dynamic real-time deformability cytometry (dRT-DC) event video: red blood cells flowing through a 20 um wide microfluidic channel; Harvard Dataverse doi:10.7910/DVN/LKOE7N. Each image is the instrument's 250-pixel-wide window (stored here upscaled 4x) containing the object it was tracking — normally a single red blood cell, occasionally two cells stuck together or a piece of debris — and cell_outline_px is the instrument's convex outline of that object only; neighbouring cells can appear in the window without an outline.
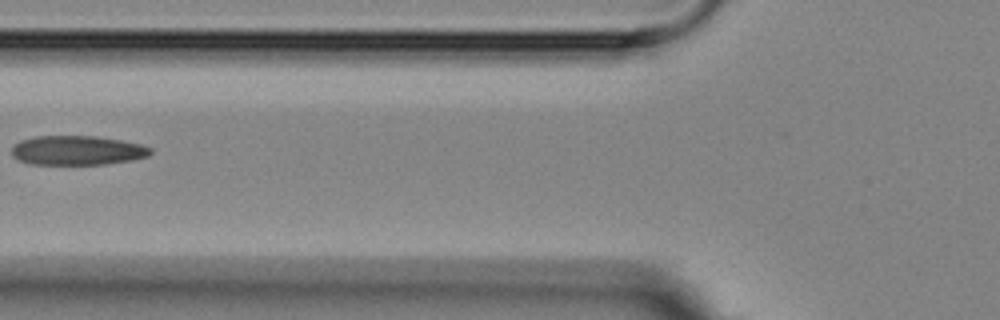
{"species": "Egyptian fruit bat (a non-hibernating species)", "species_latin": "Rousettus aegyptiacus", "temperature_condition": "room temperature", "stored_images_in_passage": 10, "camera_frame_rate_fps": 3000, "um_per_image_px": 0.085, "animal": {"sex": "female"}, "frame": {"image": 1, "passage_image": 6, "time_ms": 6.667, "image_size_px": [1000, 320], "cell_outline_px": [[152, 152], [148, 156], [132, 160], [108, 164], [28, 164], [12, 156], [12, 148], [20, 140], [36, 136], [96, 136], [120, 140], [140, 144], [152, 148]], "centroid_in_image_um": [6.58, 12.78], "position_along_channel_um": 119.2, "area_um2": 23.76}}
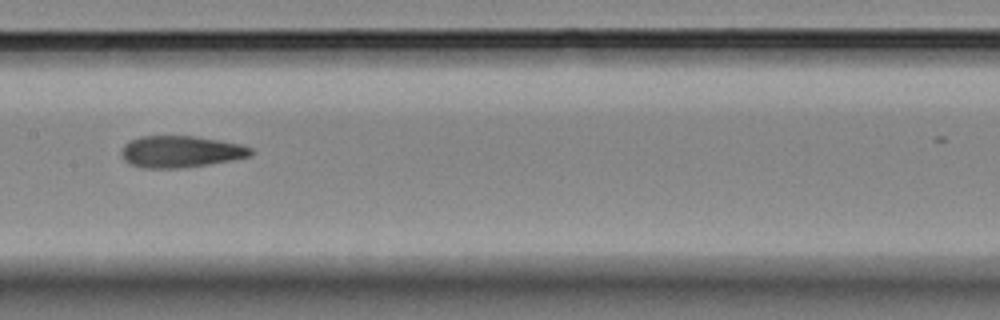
{"frame": {"image": 2, "passage_image": 8, "time_ms": 8.667, "image_size_px": [1000, 320], "cell_outline_px": [[252, 152], [248, 156], [232, 160], [208, 164], [180, 168], [144, 168], [132, 164], [124, 160], [120, 152], [124, 144], [128, 140], [140, 136], [196, 136], [240, 144], [252, 148]], "centroid_in_image_um": [15.31, 12.88], "position_along_channel_um": 192.1, "area_um2": 23.81}}
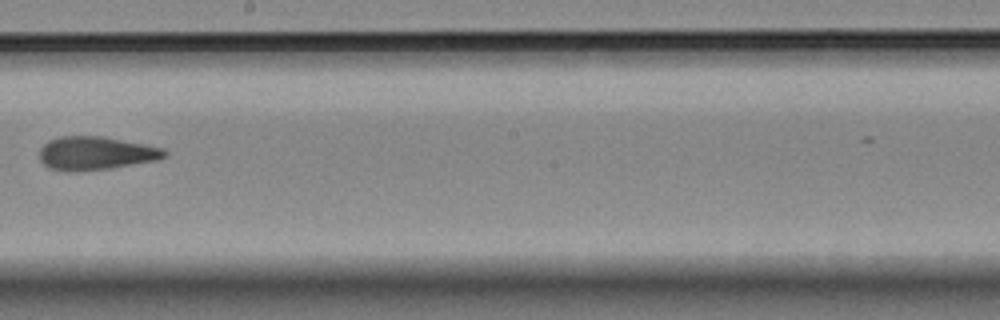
{"frame": {"image": 3, "passage_image": 9, "time_ms": 10.0, "image_size_px": [1000, 320], "cell_outline_px": [[168, 156], [160, 160], [112, 168], [76, 172], [64, 172], [48, 168], [40, 160], [40, 148], [48, 140], [60, 136], [100, 136], [164, 148], [168, 152]], "centroid_in_image_um": [8.14, 13.04], "position_along_channel_um": 240.1, "area_um2": 24.68}}